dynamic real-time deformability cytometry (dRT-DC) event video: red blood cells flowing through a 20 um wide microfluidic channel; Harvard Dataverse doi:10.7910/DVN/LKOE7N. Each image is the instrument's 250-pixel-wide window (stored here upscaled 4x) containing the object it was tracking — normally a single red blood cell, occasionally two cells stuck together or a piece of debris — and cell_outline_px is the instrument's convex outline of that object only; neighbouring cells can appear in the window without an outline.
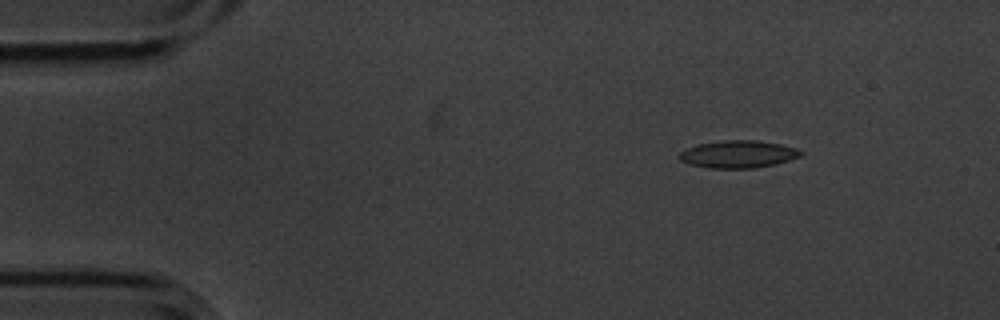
{"species": "common noctule bat (a hibernating species)", "species_latin": "Nyctalus noctula", "temperature_condition": "cold", "stored_images_in_passage": 4, "camera_frame_rate_fps": 3000, "um_per_image_px": 0.085, "animal": {"sex": "male", "body_mass_g": 20.1, "forearm_length_mm": 53.5}, "frame": {"image": 1, "passage_image": 2, "time_ms": 0.333, "image_size_px": [1000, 320], "cell_outline_px": [[804, 152], [800, 156], [776, 164], [752, 168], [708, 168], [688, 164], [680, 160], [676, 156], [680, 152], [688, 148], [700, 144], [720, 140], [756, 140], [780, 144], [796, 148]], "centroid_in_image_um": [62.72, 13.11], "position_along_channel_um": 22.3, "area_um2": 19.42}}